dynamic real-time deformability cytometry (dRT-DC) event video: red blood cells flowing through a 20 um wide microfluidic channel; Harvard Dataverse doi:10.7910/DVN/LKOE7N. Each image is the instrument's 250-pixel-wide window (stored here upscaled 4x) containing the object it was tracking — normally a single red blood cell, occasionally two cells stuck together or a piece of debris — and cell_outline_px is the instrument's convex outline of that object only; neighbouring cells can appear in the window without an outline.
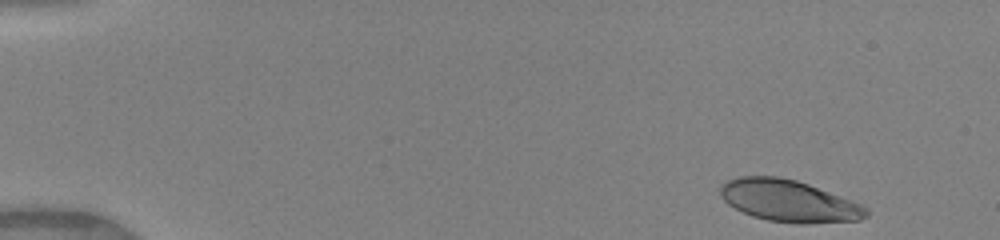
{"species": "human", "species_latin": "Homo sapiens", "temperature_condition": "warm", "stored_images_in_passage": 17, "camera_frame_rate_fps": 3000, "um_per_image_px": 0.085, "donor": {"sex": "female"}, "frame": {"image": 1, "passage_image": 1, "time_ms": 0.0, "image_size_px": [1000, 240], "cell_outline_px": [[868, 216], [860, 220], [808, 224], [796, 224], [768, 220], [752, 216], [728, 204], [720, 196], [720, 188], [728, 180], [740, 176], [776, 176], [796, 180], [808, 184], [852, 200], [868, 208]], "centroid_in_image_um": [67.07, 17.09], "position_along_channel_um": 17.9, "area_um2": 35.55}}
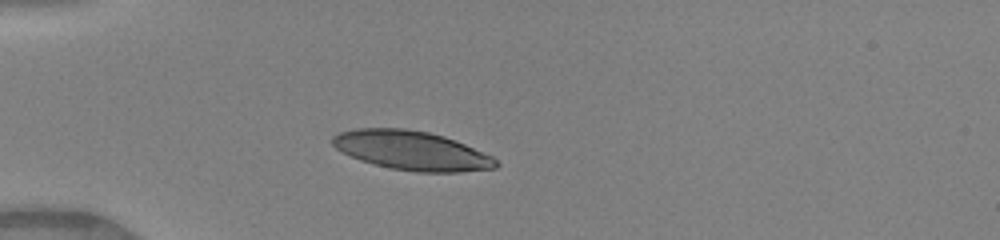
{"frame": {"image": 2, "passage_image": 7, "time_ms": 2.0, "image_size_px": [1000, 240], "cell_outline_px": [[500, 164], [496, 168], [460, 172], [416, 172], [392, 168], [360, 160], [336, 148], [332, 144], [332, 136], [340, 132], [356, 128], [404, 128], [428, 132], [444, 136], [456, 140], [492, 156]], "centroid_in_image_um": [35.01, 12.79], "position_along_channel_um": 50.0, "area_um2": 37.11}}
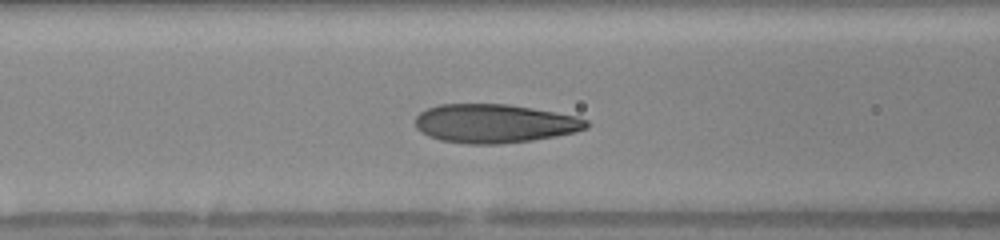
{"frame": {"image": 3, "passage_image": 12, "time_ms": 3.667, "image_size_px": [1000, 240], "cell_outline_px": [[588, 128], [576, 132], [556, 136], [532, 140], [500, 144], [468, 144], [440, 140], [428, 136], [420, 132], [416, 128], [416, 116], [420, 112], [428, 108], [440, 104], [508, 104], [532, 108], [576, 116], [588, 120]], "centroid_in_image_um": [42.03, 10.5], "position_along_channel_um": 124.6, "area_um2": 38.73}}